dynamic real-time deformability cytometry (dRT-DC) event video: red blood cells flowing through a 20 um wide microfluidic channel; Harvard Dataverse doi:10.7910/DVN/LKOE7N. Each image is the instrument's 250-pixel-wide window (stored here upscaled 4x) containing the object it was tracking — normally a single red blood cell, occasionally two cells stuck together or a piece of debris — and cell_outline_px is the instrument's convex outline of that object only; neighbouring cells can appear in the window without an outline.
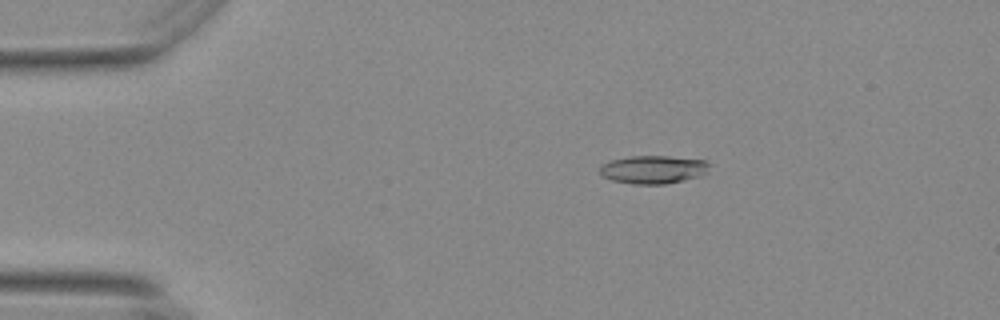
{"species": "Egyptian fruit bat (a non-hibernating species)", "species_latin": "Rousettus aegyptiacus", "temperature_condition": "warm", "stored_images_in_passage": 56, "camera_frame_rate_fps": 3000, "um_per_image_px": 0.085, "animal": {"sex": "female"}, "frame": {"image": 1, "passage_image": 11, "time_ms": 3.333, "image_size_px": [1000, 320], "cell_outline_px": [[708, 164], [704, 172], [700, 176], [684, 180], [664, 184], [632, 184], [612, 180], [600, 176], [600, 164], [612, 160], [628, 156], [668, 156], [704, 160]], "centroid_in_image_um": [55.44, 14.41], "position_along_channel_um": 29.6, "area_um2": 17.86}}
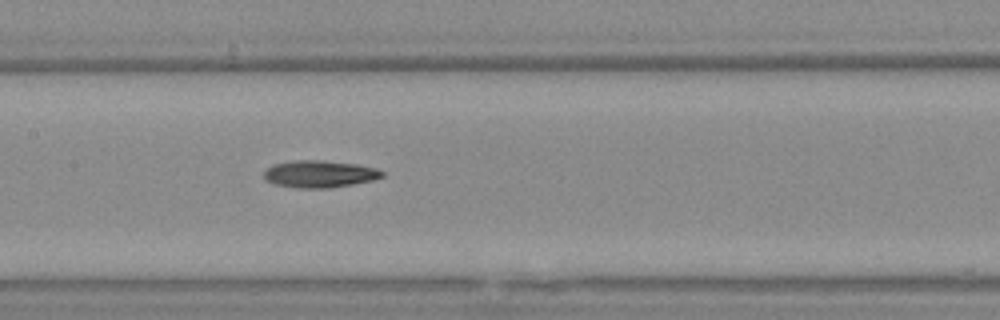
{"frame": {"image": 2, "passage_image": 28, "time_ms": 9.0, "image_size_px": [1000, 320], "cell_outline_px": [[384, 176], [372, 180], [352, 184], [328, 188], [296, 188], [276, 184], [268, 180], [264, 176], [264, 172], [268, 168], [276, 164], [296, 160], [324, 160], [356, 164], [376, 168], [384, 172]], "centroid_in_image_um": [27.2, 14.78], "position_along_channel_um": 180.2, "area_um2": 18.44}}
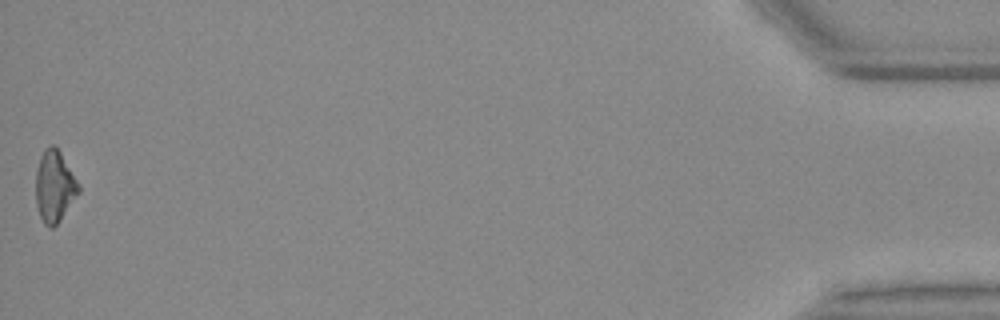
{"frame": {"image": 3, "passage_image": 56, "time_ms": 18.333, "image_size_px": [1000, 320], "cell_outline_px": [[80, 192], [60, 220], [52, 228], [48, 228], [44, 224], [40, 216], [36, 204], [36, 172], [40, 156], [44, 148], [52, 144], [60, 152], [76, 180], [80, 188]], "centroid_in_image_um": [4.61, 15.86], "position_along_channel_um": 430.6, "area_um2": 17.63}, "authors_computed_cell_mechanics": {"area_um2": 17.8313, "velocity_mm_per_s": 3.7202, "shape_relaxation_time_tau1_ms": 5.296, "shape_relaxation_time_tau2_ms": null, "deformation_change_tau1": 0.1454, "deformation_change_tau2": null}}